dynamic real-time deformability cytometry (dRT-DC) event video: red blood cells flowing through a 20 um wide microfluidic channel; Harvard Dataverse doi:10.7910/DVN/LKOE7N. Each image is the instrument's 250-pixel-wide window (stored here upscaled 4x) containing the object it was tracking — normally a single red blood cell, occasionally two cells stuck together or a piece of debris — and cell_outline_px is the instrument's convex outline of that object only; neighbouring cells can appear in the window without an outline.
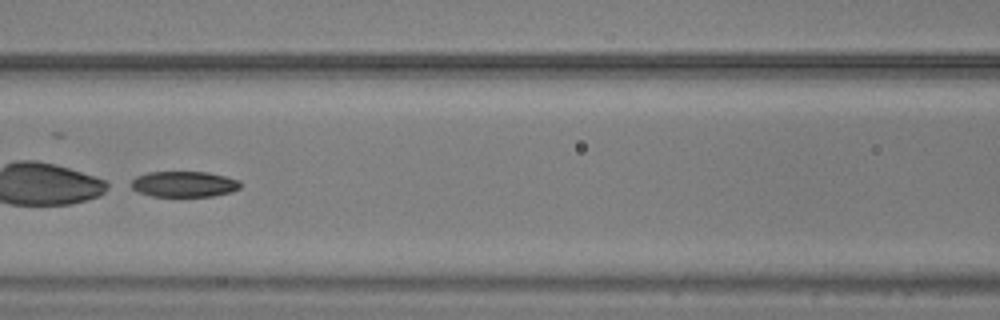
{"species": "common noctule bat (a hibernating species)", "species_latin": "Nyctalus noctula", "temperature_condition": "warm", "stored_images_in_passage": 46, "camera_frame_rate_fps": 3000, "um_per_image_px": 0.085, "animal": {"sex": "male", "body_mass_g": 20.5, "forearm_length_mm": 52.5}, "frame": {"image": 1, "passage_image": 18, "time_ms": 5.667, "image_size_px": [1000, 320], "cell_outline_px": [[240, 188], [232, 192], [212, 196], [152, 196], [140, 192], [132, 188], [132, 180], [136, 176], [148, 172], [208, 172], [240, 180]], "centroid_in_image_um": [15.67, 15.64], "position_along_channel_um": 150.9, "area_um2": 16.3}}